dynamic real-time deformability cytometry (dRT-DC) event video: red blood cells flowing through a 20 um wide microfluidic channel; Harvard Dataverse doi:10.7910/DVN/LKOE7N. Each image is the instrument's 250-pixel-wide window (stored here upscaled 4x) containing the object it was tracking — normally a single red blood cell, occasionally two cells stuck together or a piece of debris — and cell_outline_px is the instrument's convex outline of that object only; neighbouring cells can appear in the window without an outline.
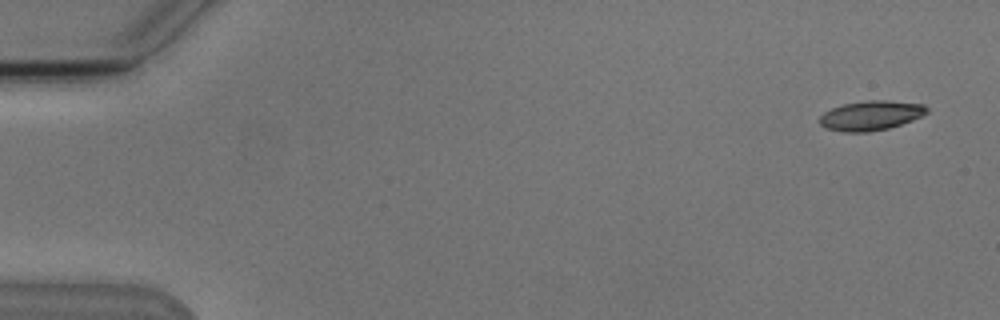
{"species": "Egyptian fruit bat (a non-hibernating species)", "species_latin": "Rousettus aegyptiacus", "temperature_condition": "cold", "stored_images_in_passage": 4, "camera_frame_rate_fps": 3000, "um_per_image_px": 0.085, "animal": {"sex": "male"}, "frame": {"image": 1, "passage_image": 1, "time_ms": 0.0, "image_size_px": [1000, 320], "cell_outline_px": [[928, 112], [912, 120], [888, 128], [868, 132], [844, 132], [828, 128], [820, 124], [820, 116], [824, 112], [832, 108], [844, 104], [868, 100], [888, 100], [924, 104], [928, 108]], "centroid_in_image_um": [74.04, 9.81], "position_along_channel_um": 11.0, "area_um2": 18.32}}